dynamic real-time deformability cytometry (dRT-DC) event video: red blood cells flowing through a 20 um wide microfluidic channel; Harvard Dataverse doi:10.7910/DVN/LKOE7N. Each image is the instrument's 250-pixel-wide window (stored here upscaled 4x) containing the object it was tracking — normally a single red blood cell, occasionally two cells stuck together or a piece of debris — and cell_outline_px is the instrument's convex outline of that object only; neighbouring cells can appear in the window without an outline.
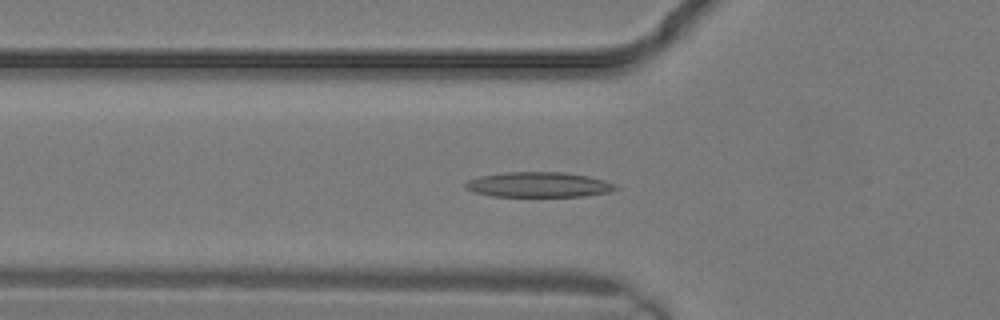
{"species": "common noctule bat (a hibernating species)", "species_latin": "Nyctalus noctula", "temperature_condition": "warm", "stored_images_in_passage": 8, "camera_frame_rate_fps": 3000, "um_per_image_px": 0.085, "animal": {"sex": "male", "body_mass_g": 19.2, "forearm_length_mm": 51.8}, "frame": {"image": 1, "passage_image": 4, "time_ms": 1.0, "image_size_px": [1000, 320], "cell_outline_px": [[620, 188], [608, 192], [584, 196], [492, 196], [476, 192], [464, 188], [464, 184], [468, 180], [480, 176], [504, 172], [564, 172], [588, 176], [604, 180], [616, 184]], "centroid_in_image_um": [45.8, 15.69], "position_along_channel_um": 80.0, "area_um2": 21.96}}
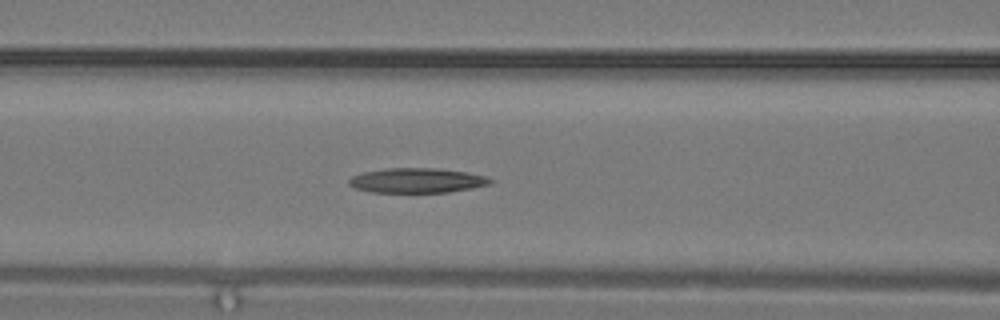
{"frame": {"image": 2, "passage_image": 6, "time_ms": 1.667, "image_size_px": [1000, 320], "cell_outline_px": [[492, 180], [488, 184], [472, 188], [448, 192], [372, 192], [356, 188], [348, 184], [348, 180], [352, 176], [364, 172], [384, 168], [436, 168], [464, 172], [484, 176]], "centroid_in_image_um": [35.38, 15.34], "position_along_channel_um": 131.2, "area_um2": 20.11}}
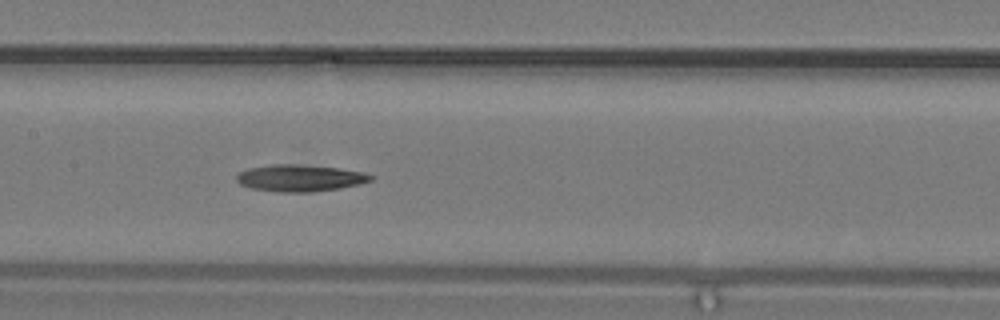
{"frame": {"image": 3, "passage_image": 8, "time_ms": 2.333, "image_size_px": [1000, 320], "cell_outline_px": [[372, 180], [360, 184], [340, 188], [312, 192], [280, 192], [252, 188], [240, 184], [236, 180], [236, 176], [240, 172], [248, 168], [272, 164], [300, 164], [340, 168], [364, 172], [372, 176]], "centroid_in_image_um": [25.5, 15.13], "position_along_channel_um": 181.9, "area_um2": 20.98}}